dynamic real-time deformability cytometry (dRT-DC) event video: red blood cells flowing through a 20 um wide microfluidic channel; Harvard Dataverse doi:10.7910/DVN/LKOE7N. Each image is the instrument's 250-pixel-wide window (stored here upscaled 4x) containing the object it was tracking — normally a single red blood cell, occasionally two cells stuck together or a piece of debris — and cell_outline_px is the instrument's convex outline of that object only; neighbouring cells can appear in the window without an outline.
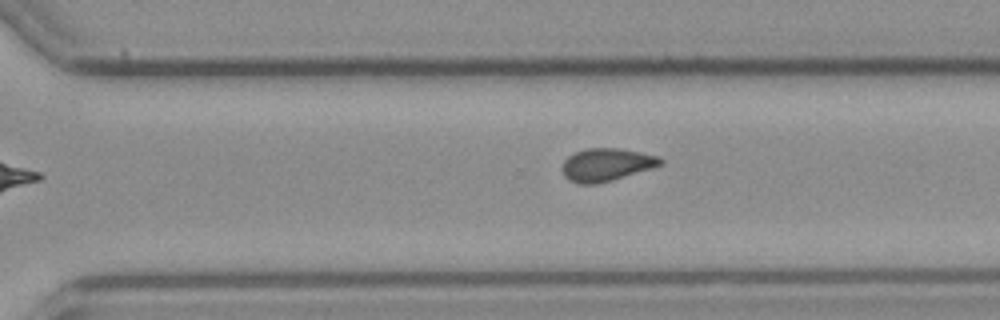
{"species": "common noctule bat (a hibernating species)", "species_latin": "Nyctalus noctula", "temperature_condition": "cold", "stored_images_in_passage": 10, "camera_frame_rate_fps": 3000, "um_per_image_px": 0.085, "animal": {"sex": "female", "body_mass_g": 21.9}, "frame": {"image": 1, "passage_image": 10, "time_ms": 3.0, "image_size_px": [1000, 320], "cell_outline_px": [[664, 164], [652, 168], [612, 180], [596, 184], [580, 184], [568, 180], [564, 176], [560, 168], [564, 160], [568, 156], [584, 148], [620, 148], [660, 156], [664, 160]], "centroid_in_image_um": [51.54, 13.99], "position_along_channel_um": 319.1, "area_um2": 19.02}}